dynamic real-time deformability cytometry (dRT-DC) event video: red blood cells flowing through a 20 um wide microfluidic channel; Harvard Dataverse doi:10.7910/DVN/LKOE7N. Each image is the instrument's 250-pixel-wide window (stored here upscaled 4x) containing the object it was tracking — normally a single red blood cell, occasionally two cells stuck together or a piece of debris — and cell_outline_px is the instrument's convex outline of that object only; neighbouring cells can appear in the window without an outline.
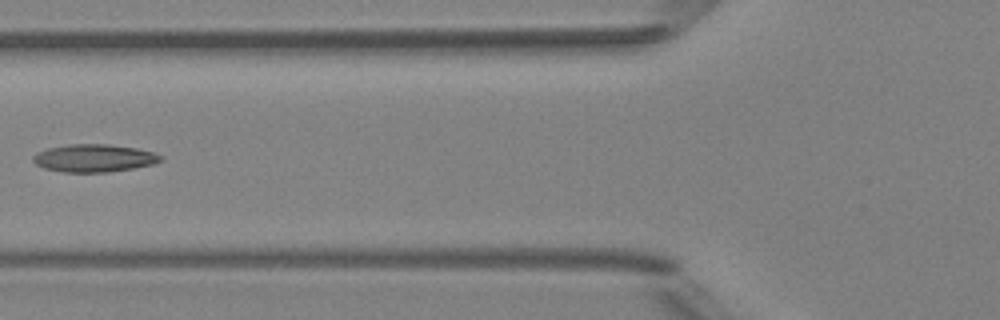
{"species": "Egyptian fruit bat (a non-hibernating species)", "species_latin": "Rousettus aegyptiacus", "temperature_condition": "room temperature", "stored_images_in_passage": 5, "camera_frame_rate_fps": 3000, "um_per_image_px": 0.085, "animal": {"sex": "female"}, "frame": {"image": 1, "passage_image": 5, "time_ms": 4.333, "image_size_px": [1000, 320], "cell_outline_px": [[164, 160], [152, 164], [132, 168], [108, 172], [64, 172], [44, 168], [36, 164], [32, 160], [32, 156], [36, 152], [48, 148], [68, 144], [108, 144], [136, 148], [152, 152], [164, 156]], "centroid_in_image_um": [7.98, 13.43], "position_along_channel_um": 117.8, "area_um2": 20.63}}